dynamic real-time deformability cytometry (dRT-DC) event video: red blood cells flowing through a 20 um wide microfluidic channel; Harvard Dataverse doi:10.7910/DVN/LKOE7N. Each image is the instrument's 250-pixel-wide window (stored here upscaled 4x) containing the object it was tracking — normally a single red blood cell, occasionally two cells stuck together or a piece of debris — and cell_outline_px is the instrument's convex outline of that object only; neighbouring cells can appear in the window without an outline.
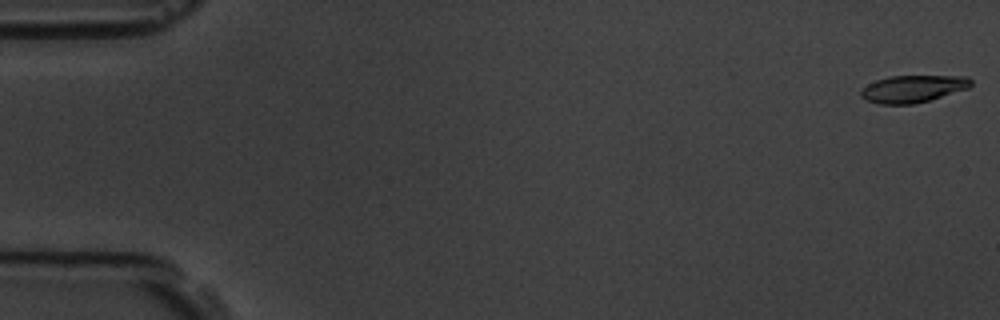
{"species": "common noctule bat (a hibernating species)", "species_latin": "Nyctalus noctula", "temperature_condition": "room temperature", "stored_images_in_passage": 58, "camera_frame_rate_fps": 3000, "um_per_image_px": 0.085, "animal": {"sex": "male", "body_mass_g": 19.5, "forearm_length_mm": 54.6}, "frame": {"image": 1, "passage_image": 1, "time_ms": 0.0, "image_size_px": [1000, 320], "cell_outline_px": [[972, 84], [968, 88], [928, 100], [912, 104], [880, 104], [864, 100], [860, 96], [860, 92], [868, 84], [876, 80], [888, 76], [968, 76], [972, 80]], "centroid_in_image_um": [77.57, 7.54], "position_along_channel_um": 7.4, "area_um2": 17.34}}
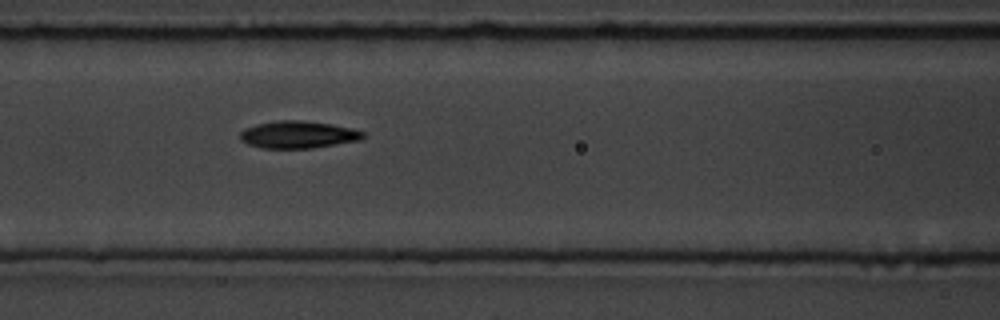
{"frame": {"image": 2, "passage_image": 25, "time_ms": 8.0, "image_size_px": [1000, 320], "cell_outline_px": [[368, 136], [360, 140], [312, 148], [264, 148], [248, 144], [240, 140], [240, 132], [244, 128], [256, 124], [276, 120], [300, 120], [332, 124], [352, 128], [368, 132]], "centroid_in_image_um": [25.38, 11.43], "position_along_channel_um": 141.2, "area_um2": 19.77}}
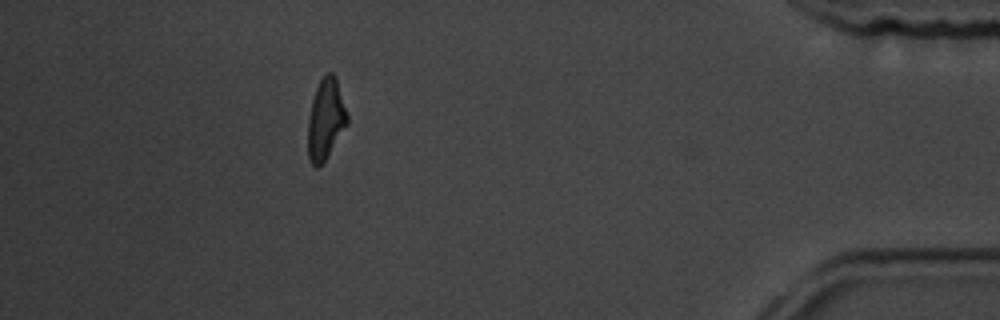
{"frame": {"image": 3, "passage_image": 52, "time_ms": 17.0, "image_size_px": [1000, 320], "cell_outline_px": [[348, 124], [324, 160], [316, 168], [312, 164], [308, 156], [308, 120], [312, 100], [316, 88], [320, 80], [328, 72], [332, 72], [336, 76], [348, 116]], "centroid_in_image_um": [27.69, 10.11], "position_along_channel_um": 407.5, "area_um2": 18.26}, "authors_computed_cell_mechanics": {"area_um2": 18.6983, "velocity_mm_per_s": 3.5402, "shape_relaxation_time_tau1_ms": 3.4825, "shape_relaxation_time_tau2_ms": 3.0105, "deformation_change_tau1": 0.142, "deformation_change_tau2": 0.0999}}